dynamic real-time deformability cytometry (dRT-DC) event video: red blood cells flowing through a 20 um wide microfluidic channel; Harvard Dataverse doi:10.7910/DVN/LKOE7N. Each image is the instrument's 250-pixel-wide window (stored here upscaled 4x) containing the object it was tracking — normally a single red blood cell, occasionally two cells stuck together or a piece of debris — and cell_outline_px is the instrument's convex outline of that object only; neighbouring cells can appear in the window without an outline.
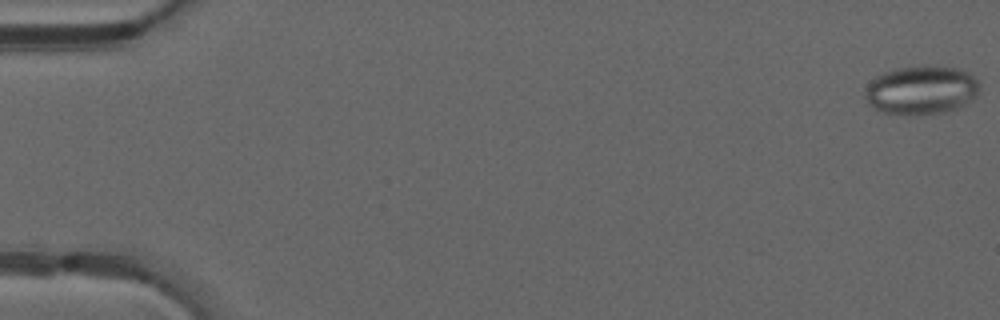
{"species": "common noctule bat (a hibernating species)", "species_latin": "Nyctalus noctula", "temperature_condition": "warm", "stored_images_in_passage": 11, "camera_frame_rate_fps": 3000, "um_per_image_px": 0.085, "animal": {"sex": "male", "forearm_length_mm": 52.5}, "frame": {"image": 1, "passage_image": 1, "time_ms": 0.0, "image_size_px": [1000, 320], "cell_outline_px": [[980, 88], [976, 96], [972, 100], [948, 112], [920, 116], [908, 116], [880, 112], [872, 108], [868, 104], [864, 96], [868, 84], [876, 76], [884, 72], [896, 68], [956, 68], [968, 72], [980, 84]], "centroid_in_image_um": [78.28, 7.73], "position_along_channel_um": 6.7, "area_um2": 32.48}}